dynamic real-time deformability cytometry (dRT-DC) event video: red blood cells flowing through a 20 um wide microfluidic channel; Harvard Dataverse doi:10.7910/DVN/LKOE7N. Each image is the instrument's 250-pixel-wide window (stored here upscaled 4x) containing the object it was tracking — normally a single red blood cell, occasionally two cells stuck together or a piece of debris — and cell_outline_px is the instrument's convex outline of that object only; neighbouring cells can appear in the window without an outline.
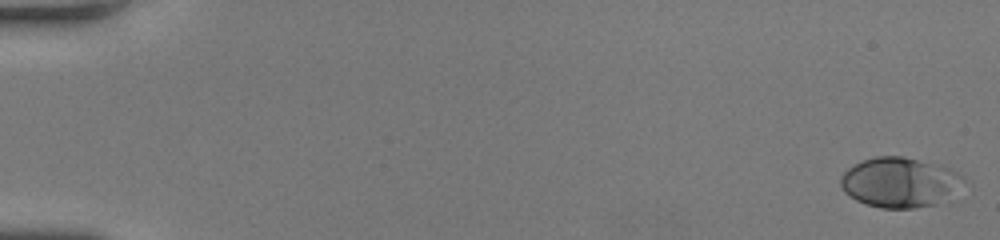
{"species": "human", "species_latin": "Homo sapiens", "temperature_condition": "room temperature", "stored_images_in_passage": 51, "camera_frame_rate_fps": 3000, "um_per_image_px": 0.085, "donor": {"sex": "female"}, "frame": {"image": 1, "passage_image": 1, "time_ms": 0.0, "image_size_px": [1000, 240], "cell_outline_px": [[964, 180], [936, 204], [916, 208], [880, 208], [856, 200], [844, 192], [840, 184], [840, 176], [848, 168], [864, 160], [876, 156], [904, 156], [948, 168], [964, 176]], "centroid_in_image_um": [76.39, 15.49], "position_along_channel_um": 8.6, "area_um2": 34.97}}
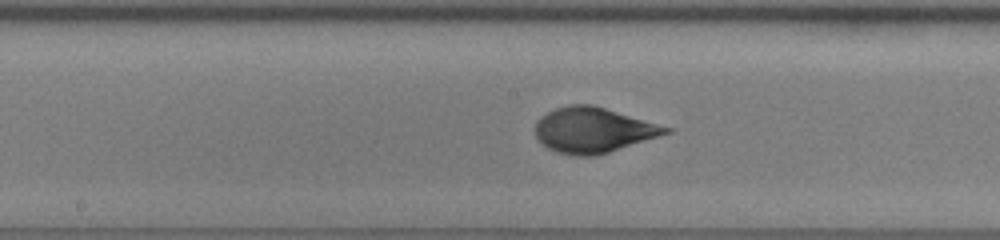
{"frame": {"image": 2, "passage_image": 28, "time_ms": 9.0, "image_size_px": [1000, 240], "cell_outline_px": [[672, 132], [596, 156], [576, 156], [556, 152], [548, 148], [536, 136], [536, 124], [540, 116], [556, 108], [568, 104], [592, 104], [672, 128]], "centroid_in_image_um": [50.42, 11.05], "position_along_channel_um": 197.8, "area_um2": 34.16}}
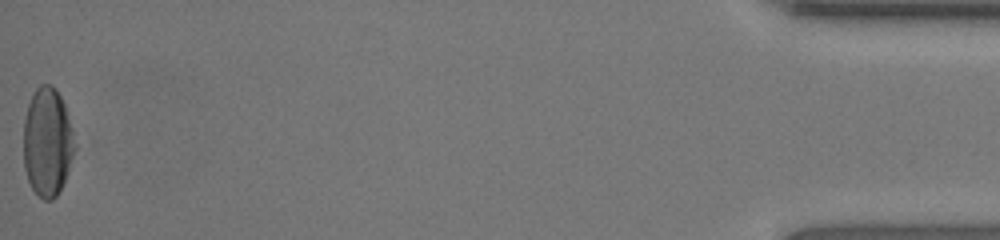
{"frame": {"image": 3, "passage_image": 51, "time_ms": 16.667, "image_size_px": [1000, 240], "cell_outline_px": [[76, 148], [68, 172], [56, 196], [52, 200], [44, 200], [32, 188], [28, 180], [24, 168], [24, 120], [28, 104], [36, 88], [40, 84], [52, 84], [56, 88], [64, 104], [72, 128]], "centroid_in_image_um": [4.03, 12.06], "position_along_channel_um": 431.2, "area_um2": 32.37}, "authors_computed_cell_mechanics": {"area_um2": 33.524, "velocity_mm_per_s": 4.2312, "shape_relaxation_time_tau1_ms": 3.9796, "shape_relaxation_time_tau2_ms": null, "deformation_change_tau1": 0.1975, "deformation_change_tau2": null}}